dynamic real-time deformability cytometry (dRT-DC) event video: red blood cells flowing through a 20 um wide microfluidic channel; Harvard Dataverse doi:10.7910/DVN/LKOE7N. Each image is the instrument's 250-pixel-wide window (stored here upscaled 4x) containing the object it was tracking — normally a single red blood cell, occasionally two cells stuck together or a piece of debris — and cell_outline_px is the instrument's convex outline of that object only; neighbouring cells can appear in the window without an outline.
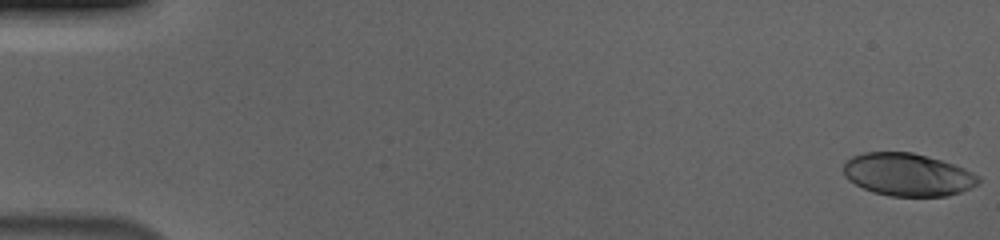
{"species": "human", "species_latin": "Homo sapiens", "temperature_condition": "cold", "stored_images_in_passage": 56, "camera_frame_rate_fps": 3000, "um_per_image_px": 0.085, "donor": {"sex": "male"}, "frame": {"image": 1, "passage_image": 1, "time_ms": 0.0, "image_size_px": [1000, 240], "cell_outline_px": [[980, 180], [976, 184], [960, 192], [948, 196], [888, 196], [872, 192], [848, 180], [844, 176], [844, 164], [852, 156], [864, 152], [912, 152], [928, 156], [964, 168], [980, 176]], "centroid_in_image_um": [77.14, 14.84], "position_along_channel_um": 7.9, "area_um2": 33.47}}
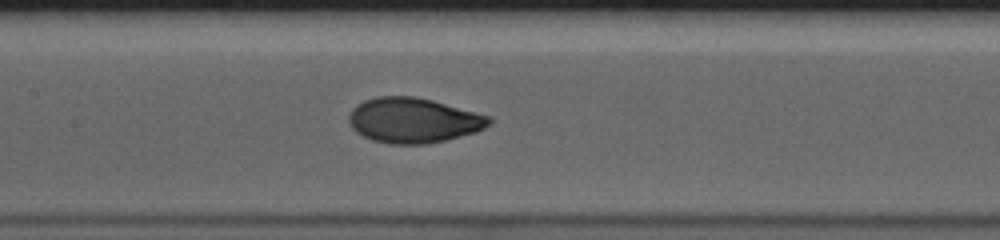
{"frame": {"image": 2, "passage_image": 28, "time_ms": 9.0, "image_size_px": [1000, 240], "cell_outline_px": [[492, 124], [476, 132], [444, 140], [424, 144], [388, 144], [372, 140], [356, 132], [352, 128], [348, 120], [348, 116], [352, 108], [356, 104], [364, 100], [376, 96], [412, 96], [432, 100], [476, 112], [488, 116], [492, 120]], "centroid_in_image_um": [35.11, 10.22], "position_along_channel_um": 172.3, "area_um2": 36.88}}
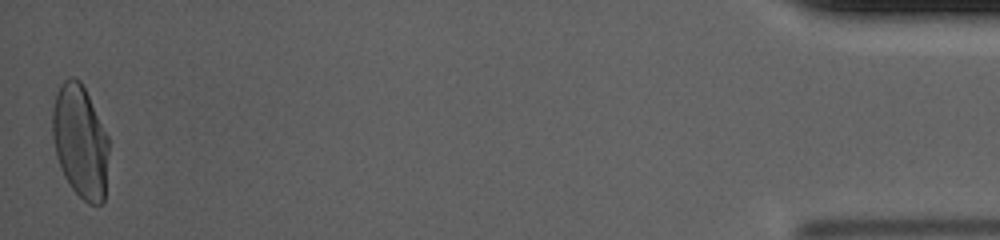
{"frame": {"image": 3, "passage_image": 56, "time_ms": 18.333, "image_size_px": [1000, 240], "cell_outline_px": [[108, 152], [104, 200], [100, 204], [88, 204], [72, 188], [64, 176], [60, 168], [56, 156], [52, 136], [52, 108], [56, 92], [60, 84], [64, 80], [72, 76], [80, 80], [108, 136]], "centroid_in_image_um": [6.79, 12.01], "position_along_channel_um": 428.4, "area_um2": 36.99}, "authors_computed_cell_mechanics": {"area_um2": 35.8938, "velocity_mm_per_s": 3.6911, "shape_relaxation_time_tau1_ms": 4.1666, "shape_relaxation_time_tau2_ms": null, "deformation_change_tau1": 0.1864, "deformation_change_tau2": null}}